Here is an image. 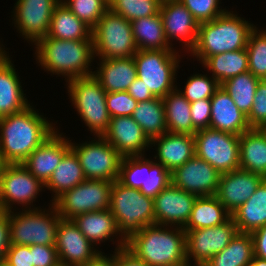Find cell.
<instances>
[{
	"instance_id": "6da1fadb",
	"label": "cell",
	"mask_w": 266,
	"mask_h": 266,
	"mask_svg": "<svg viewBox=\"0 0 266 266\" xmlns=\"http://www.w3.org/2000/svg\"><path fill=\"white\" fill-rule=\"evenodd\" d=\"M33 106L0 118V163L22 164L57 129Z\"/></svg>"
},
{
	"instance_id": "7a4b0ae2",
	"label": "cell",
	"mask_w": 266,
	"mask_h": 266,
	"mask_svg": "<svg viewBox=\"0 0 266 266\" xmlns=\"http://www.w3.org/2000/svg\"><path fill=\"white\" fill-rule=\"evenodd\" d=\"M126 248L149 266L187 262L186 233L181 227L148 225L126 241Z\"/></svg>"
},
{
	"instance_id": "3957f363",
	"label": "cell",
	"mask_w": 266,
	"mask_h": 266,
	"mask_svg": "<svg viewBox=\"0 0 266 266\" xmlns=\"http://www.w3.org/2000/svg\"><path fill=\"white\" fill-rule=\"evenodd\" d=\"M36 61L52 74L67 81L93 75L89 67L94 60L92 36L88 40H59L45 36L36 44Z\"/></svg>"
},
{
	"instance_id": "277c9868",
	"label": "cell",
	"mask_w": 266,
	"mask_h": 266,
	"mask_svg": "<svg viewBox=\"0 0 266 266\" xmlns=\"http://www.w3.org/2000/svg\"><path fill=\"white\" fill-rule=\"evenodd\" d=\"M254 28V24L227 10L214 20L199 24L197 42L191 54L203 63L210 56L245 49Z\"/></svg>"
},
{
	"instance_id": "5b68a950",
	"label": "cell",
	"mask_w": 266,
	"mask_h": 266,
	"mask_svg": "<svg viewBox=\"0 0 266 266\" xmlns=\"http://www.w3.org/2000/svg\"><path fill=\"white\" fill-rule=\"evenodd\" d=\"M109 209L121 234L115 250L126 247V241L133 234L155 224L154 198L138 189L126 187L118 180L111 186Z\"/></svg>"
},
{
	"instance_id": "8992f818",
	"label": "cell",
	"mask_w": 266,
	"mask_h": 266,
	"mask_svg": "<svg viewBox=\"0 0 266 266\" xmlns=\"http://www.w3.org/2000/svg\"><path fill=\"white\" fill-rule=\"evenodd\" d=\"M50 209H22L9 212L11 245H56L61 216L51 202ZM47 210V211H46ZM46 212V213H45Z\"/></svg>"
},
{
	"instance_id": "52a82bcc",
	"label": "cell",
	"mask_w": 266,
	"mask_h": 266,
	"mask_svg": "<svg viewBox=\"0 0 266 266\" xmlns=\"http://www.w3.org/2000/svg\"><path fill=\"white\" fill-rule=\"evenodd\" d=\"M68 95L79 116L94 136H102L108 129L111 117L106 106V91L93 76L71 79Z\"/></svg>"
},
{
	"instance_id": "ba28073f",
	"label": "cell",
	"mask_w": 266,
	"mask_h": 266,
	"mask_svg": "<svg viewBox=\"0 0 266 266\" xmlns=\"http://www.w3.org/2000/svg\"><path fill=\"white\" fill-rule=\"evenodd\" d=\"M175 49L138 50L134 55L137 77L150 92L164 98L175 90L180 55Z\"/></svg>"
},
{
	"instance_id": "9c48e42d",
	"label": "cell",
	"mask_w": 266,
	"mask_h": 266,
	"mask_svg": "<svg viewBox=\"0 0 266 266\" xmlns=\"http://www.w3.org/2000/svg\"><path fill=\"white\" fill-rule=\"evenodd\" d=\"M94 57L128 58L137 51L131 22L109 9L92 28Z\"/></svg>"
},
{
	"instance_id": "30bf717a",
	"label": "cell",
	"mask_w": 266,
	"mask_h": 266,
	"mask_svg": "<svg viewBox=\"0 0 266 266\" xmlns=\"http://www.w3.org/2000/svg\"><path fill=\"white\" fill-rule=\"evenodd\" d=\"M240 136L214 130H198L194 134L195 155L207 161L221 174L239 169Z\"/></svg>"
},
{
	"instance_id": "8fae6325",
	"label": "cell",
	"mask_w": 266,
	"mask_h": 266,
	"mask_svg": "<svg viewBox=\"0 0 266 266\" xmlns=\"http://www.w3.org/2000/svg\"><path fill=\"white\" fill-rule=\"evenodd\" d=\"M113 182L86 179L59 196L53 204L62 219H73L78 214L102 211L110 207Z\"/></svg>"
},
{
	"instance_id": "7c38bea8",
	"label": "cell",
	"mask_w": 266,
	"mask_h": 266,
	"mask_svg": "<svg viewBox=\"0 0 266 266\" xmlns=\"http://www.w3.org/2000/svg\"><path fill=\"white\" fill-rule=\"evenodd\" d=\"M43 187L45 184L34 177L23 164H1L0 206L2 211H12L15 203L20 204V206L22 204V207H26L23 209L26 210L38 209L32 204L40 195L39 192L42 191Z\"/></svg>"
},
{
	"instance_id": "4fadbf2b",
	"label": "cell",
	"mask_w": 266,
	"mask_h": 266,
	"mask_svg": "<svg viewBox=\"0 0 266 266\" xmlns=\"http://www.w3.org/2000/svg\"><path fill=\"white\" fill-rule=\"evenodd\" d=\"M71 149L77 155L86 179L118 180L123 156L102 136L81 144L71 142Z\"/></svg>"
},
{
	"instance_id": "5bb4252c",
	"label": "cell",
	"mask_w": 266,
	"mask_h": 266,
	"mask_svg": "<svg viewBox=\"0 0 266 266\" xmlns=\"http://www.w3.org/2000/svg\"><path fill=\"white\" fill-rule=\"evenodd\" d=\"M238 232L233 218L211 228L194 229L186 233V260L194 266H204L221 252Z\"/></svg>"
},
{
	"instance_id": "9a60e30c",
	"label": "cell",
	"mask_w": 266,
	"mask_h": 266,
	"mask_svg": "<svg viewBox=\"0 0 266 266\" xmlns=\"http://www.w3.org/2000/svg\"><path fill=\"white\" fill-rule=\"evenodd\" d=\"M60 2L61 0H17L12 23L24 39L35 45L48 35L52 14Z\"/></svg>"
},
{
	"instance_id": "2e32d148",
	"label": "cell",
	"mask_w": 266,
	"mask_h": 266,
	"mask_svg": "<svg viewBox=\"0 0 266 266\" xmlns=\"http://www.w3.org/2000/svg\"><path fill=\"white\" fill-rule=\"evenodd\" d=\"M221 173L207 161L194 155L171 172V183L198 197L214 196L218 190Z\"/></svg>"
},
{
	"instance_id": "e0dca14e",
	"label": "cell",
	"mask_w": 266,
	"mask_h": 266,
	"mask_svg": "<svg viewBox=\"0 0 266 266\" xmlns=\"http://www.w3.org/2000/svg\"><path fill=\"white\" fill-rule=\"evenodd\" d=\"M55 246L60 265L64 266L85 265L101 252L95 249L72 219H60Z\"/></svg>"
},
{
	"instance_id": "ac0fdd59",
	"label": "cell",
	"mask_w": 266,
	"mask_h": 266,
	"mask_svg": "<svg viewBox=\"0 0 266 266\" xmlns=\"http://www.w3.org/2000/svg\"><path fill=\"white\" fill-rule=\"evenodd\" d=\"M197 197L170 183L154 197L155 224L184 228Z\"/></svg>"
},
{
	"instance_id": "d6986e66",
	"label": "cell",
	"mask_w": 266,
	"mask_h": 266,
	"mask_svg": "<svg viewBox=\"0 0 266 266\" xmlns=\"http://www.w3.org/2000/svg\"><path fill=\"white\" fill-rule=\"evenodd\" d=\"M159 14L170 47L173 48L171 41L176 39L191 52L197 42L199 23L188 9L179 0H162Z\"/></svg>"
},
{
	"instance_id": "ffe728a7",
	"label": "cell",
	"mask_w": 266,
	"mask_h": 266,
	"mask_svg": "<svg viewBox=\"0 0 266 266\" xmlns=\"http://www.w3.org/2000/svg\"><path fill=\"white\" fill-rule=\"evenodd\" d=\"M102 137L123 157L142 156L151 146V141L131 116L111 118Z\"/></svg>"
},
{
	"instance_id": "44dd1931",
	"label": "cell",
	"mask_w": 266,
	"mask_h": 266,
	"mask_svg": "<svg viewBox=\"0 0 266 266\" xmlns=\"http://www.w3.org/2000/svg\"><path fill=\"white\" fill-rule=\"evenodd\" d=\"M263 180L262 176L240 168L222 173L215 196L232 215L253 195Z\"/></svg>"
},
{
	"instance_id": "7402d4cb",
	"label": "cell",
	"mask_w": 266,
	"mask_h": 266,
	"mask_svg": "<svg viewBox=\"0 0 266 266\" xmlns=\"http://www.w3.org/2000/svg\"><path fill=\"white\" fill-rule=\"evenodd\" d=\"M59 130L55 131L22 163L25 168L44 184L49 180L63 156L71 149V140Z\"/></svg>"
},
{
	"instance_id": "603a6c76",
	"label": "cell",
	"mask_w": 266,
	"mask_h": 266,
	"mask_svg": "<svg viewBox=\"0 0 266 266\" xmlns=\"http://www.w3.org/2000/svg\"><path fill=\"white\" fill-rule=\"evenodd\" d=\"M150 145L157 146L154 161L170 173L195 155L194 135L167 132L152 139Z\"/></svg>"
},
{
	"instance_id": "cb8c5ba5",
	"label": "cell",
	"mask_w": 266,
	"mask_h": 266,
	"mask_svg": "<svg viewBox=\"0 0 266 266\" xmlns=\"http://www.w3.org/2000/svg\"><path fill=\"white\" fill-rule=\"evenodd\" d=\"M210 128L240 136L251 129L247 116L220 86L212 96Z\"/></svg>"
},
{
	"instance_id": "d4e9b609",
	"label": "cell",
	"mask_w": 266,
	"mask_h": 266,
	"mask_svg": "<svg viewBox=\"0 0 266 266\" xmlns=\"http://www.w3.org/2000/svg\"><path fill=\"white\" fill-rule=\"evenodd\" d=\"M7 53L0 56V118L21 112L30 106Z\"/></svg>"
},
{
	"instance_id": "484cf974",
	"label": "cell",
	"mask_w": 266,
	"mask_h": 266,
	"mask_svg": "<svg viewBox=\"0 0 266 266\" xmlns=\"http://www.w3.org/2000/svg\"><path fill=\"white\" fill-rule=\"evenodd\" d=\"M99 67L93 76L106 92L127 91L137 78L134 57L99 59Z\"/></svg>"
},
{
	"instance_id": "4316f807",
	"label": "cell",
	"mask_w": 266,
	"mask_h": 266,
	"mask_svg": "<svg viewBox=\"0 0 266 266\" xmlns=\"http://www.w3.org/2000/svg\"><path fill=\"white\" fill-rule=\"evenodd\" d=\"M239 168L266 179V135L260 128H251L240 135Z\"/></svg>"
},
{
	"instance_id": "83f0119b",
	"label": "cell",
	"mask_w": 266,
	"mask_h": 266,
	"mask_svg": "<svg viewBox=\"0 0 266 266\" xmlns=\"http://www.w3.org/2000/svg\"><path fill=\"white\" fill-rule=\"evenodd\" d=\"M72 221L83 235L94 245L121 234L110 209L76 215Z\"/></svg>"
},
{
	"instance_id": "f1b7e54d",
	"label": "cell",
	"mask_w": 266,
	"mask_h": 266,
	"mask_svg": "<svg viewBox=\"0 0 266 266\" xmlns=\"http://www.w3.org/2000/svg\"><path fill=\"white\" fill-rule=\"evenodd\" d=\"M238 232L252 233L266 225V179L253 195L232 214Z\"/></svg>"
},
{
	"instance_id": "f546056e",
	"label": "cell",
	"mask_w": 266,
	"mask_h": 266,
	"mask_svg": "<svg viewBox=\"0 0 266 266\" xmlns=\"http://www.w3.org/2000/svg\"><path fill=\"white\" fill-rule=\"evenodd\" d=\"M86 180L80 161L70 149L62 158L57 168L45 183V188L52 191V203L67 190L74 188Z\"/></svg>"
},
{
	"instance_id": "4dcf8cb0",
	"label": "cell",
	"mask_w": 266,
	"mask_h": 266,
	"mask_svg": "<svg viewBox=\"0 0 266 266\" xmlns=\"http://www.w3.org/2000/svg\"><path fill=\"white\" fill-rule=\"evenodd\" d=\"M232 215L214 196L197 197L184 231L211 228L228 221Z\"/></svg>"
},
{
	"instance_id": "1f68e13d",
	"label": "cell",
	"mask_w": 266,
	"mask_h": 266,
	"mask_svg": "<svg viewBox=\"0 0 266 266\" xmlns=\"http://www.w3.org/2000/svg\"><path fill=\"white\" fill-rule=\"evenodd\" d=\"M92 29L76 17L62 2L54 9L48 37L59 40H88Z\"/></svg>"
},
{
	"instance_id": "d6a6232c",
	"label": "cell",
	"mask_w": 266,
	"mask_h": 266,
	"mask_svg": "<svg viewBox=\"0 0 266 266\" xmlns=\"http://www.w3.org/2000/svg\"><path fill=\"white\" fill-rule=\"evenodd\" d=\"M165 107L167 132L194 135L190 102L179 92L178 88L162 98Z\"/></svg>"
},
{
	"instance_id": "836d02e7",
	"label": "cell",
	"mask_w": 266,
	"mask_h": 266,
	"mask_svg": "<svg viewBox=\"0 0 266 266\" xmlns=\"http://www.w3.org/2000/svg\"><path fill=\"white\" fill-rule=\"evenodd\" d=\"M212 77L222 84L227 79L249 71L248 54L245 49L223 52L208 57L203 63Z\"/></svg>"
},
{
	"instance_id": "e575fe53",
	"label": "cell",
	"mask_w": 266,
	"mask_h": 266,
	"mask_svg": "<svg viewBox=\"0 0 266 266\" xmlns=\"http://www.w3.org/2000/svg\"><path fill=\"white\" fill-rule=\"evenodd\" d=\"M138 50L173 49L166 40L160 14L131 21Z\"/></svg>"
},
{
	"instance_id": "d590c367",
	"label": "cell",
	"mask_w": 266,
	"mask_h": 266,
	"mask_svg": "<svg viewBox=\"0 0 266 266\" xmlns=\"http://www.w3.org/2000/svg\"><path fill=\"white\" fill-rule=\"evenodd\" d=\"M253 257L254 243L251 233L237 232L228 246L204 266H249Z\"/></svg>"
},
{
	"instance_id": "8d00e7d4",
	"label": "cell",
	"mask_w": 266,
	"mask_h": 266,
	"mask_svg": "<svg viewBox=\"0 0 266 266\" xmlns=\"http://www.w3.org/2000/svg\"><path fill=\"white\" fill-rule=\"evenodd\" d=\"M151 141L167 133L165 107L162 98L155 97L137 103L131 116Z\"/></svg>"
},
{
	"instance_id": "74e56055",
	"label": "cell",
	"mask_w": 266,
	"mask_h": 266,
	"mask_svg": "<svg viewBox=\"0 0 266 266\" xmlns=\"http://www.w3.org/2000/svg\"><path fill=\"white\" fill-rule=\"evenodd\" d=\"M260 81L250 71H247L227 79L220 86L230 95L238 109L247 116L254 103V96Z\"/></svg>"
},
{
	"instance_id": "f35d334b",
	"label": "cell",
	"mask_w": 266,
	"mask_h": 266,
	"mask_svg": "<svg viewBox=\"0 0 266 266\" xmlns=\"http://www.w3.org/2000/svg\"><path fill=\"white\" fill-rule=\"evenodd\" d=\"M154 161L142 156L123 157L118 181L126 187L140 190L146 195L147 172Z\"/></svg>"
},
{
	"instance_id": "ab89813d",
	"label": "cell",
	"mask_w": 266,
	"mask_h": 266,
	"mask_svg": "<svg viewBox=\"0 0 266 266\" xmlns=\"http://www.w3.org/2000/svg\"><path fill=\"white\" fill-rule=\"evenodd\" d=\"M249 71L263 81L266 79V31L255 28L250 32L246 46Z\"/></svg>"
},
{
	"instance_id": "60d3db41",
	"label": "cell",
	"mask_w": 266,
	"mask_h": 266,
	"mask_svg": "<svg viewBox=\"0 0 266 266\" xmlns=\"http://www.w3.org/2000/svg\"><path fill=\"white\" fill-rule=\"evenodd\" d=\"M110 9L127 20L159 14L162 0H109Z\"/></svg>"
},
{
	"instance_id": "b9f144b4",
	"label": "cell",
	"mask_w": 266,
	"mask_h": 266,
	"mask_svg": "<svg viewBox=\"0 0 266 266\" xmlns=\"http://www.w3.org/2000/svg\"><path fill=\"white\" fill-rule=\"evenodd\" d=\"M61 2L91 29L110 9L109 0H61Z\"/></svg>"
},
{
	"instance_id": "7bdbcfd3",
	"label": "cell",
	"mask_w": 266,
	"mask_h": 266,
	"mask_svg": "<svg viewBox=\"0 0 266 266\" xmlns=\"http://www.w3.org/2000/svg\"><path fill=\"white\" fill-rule=\"evenodd\" d=\"M219 87L220 84L212 76L193 74L187 79L185 90H178L191 103L202 99H211Z\"/></svg>"
},
{
	"instance_id": "ee69618b",
	"label": "cell",
	"mask_w": 266,
	"mask_h": 266,
	"mask_svg": "<svg viewBox=\"0 0 266 266\" xmlns=\"http://www.w3.org/2000/svg\"><path fill=\"white\" fill-rule=\"evenodd\" d=\"M198 21L209 22L223 15L227 10L220 9L219 0H179Z\"/></svg>"
},
{
	"instance_id": "f6af8a7d",
	"label": "cell",
	"mask_w": 266,
	"mask_h": 266,
	"mask_svg": "<svg viewBox=\"0 0 266 266\" xmlns=\"http://www.w3.org/2000/svg\"><path fill=\"white\" fill-rule=\"evenodd\" d=\"M137 101L127 92H106V106L111 118L132 116Z\"/></svg>"
},
{
	"instance_id": "bcb514c9",
	"label": "cell",
	"mask_w": 266,
	"mask_h": 266,
	"mask_svg": "<svg viewBox=\"0 0 266 266\" xmlns=\"http://www.w3.org/2000/svg\"><path fill=\"white\" fill-rule=\"evenodd\" d=\"M171 183V173L160 163L155 162L147 172L146 196L154 198Z\"/></svg>"
},
{
	"instance_id": "7dc6e473",
	"label": "cell",
	"mask_w": 266,
	"mask_h": 266,
	"mask_svg": "<svg viewBox=\"0 0 266 266\" xmlns=\"http://www.w3.org/2000/svg\"><path fill=\"white\" fill-rule=\"evenodd\" d=\"M250 128H261L266 124V82L258 83L254 103L250 113L247 115Z\"/></svg>"
},
{
	"instance_id": "c3c4849f",
	"label": "cell",
	"mask_w": 266,
	"mask_h": 266,
	"mask_svg": "<svg viewBox=\"0 0 266 266\" xmlns=\"http://www.w3.org/2000/svg\"><path fill=\"white\" fill-rule=\"evenodd\" d=\"M193 127L198 131L210 128L211 100L202 99L190 103Z\"/></svg>"
},
{
	"instance_id": "681fc988",
	"label": "cell",
	"mask_w": 266,
	"mask_h": 266,
	"mask_svg": "<svg viewBox=\"0 0 266 266\" xmlns=\"http://www.w3.org/2000/svg\"><path fill=\"white\" fill-rule=\"evenodd\" d=\"M33 266H59L56 246L30 245Z\"/></svg>"
},
{
	"instance_id": "f907efd6",
	"label": "cell",
	"mask_w": 266,
	"mask_h": 266,
	"mask_svg": "<svg viewBox=\"0 0 266 266\" xmlns=\"http://www.w3.org/2000/svg\"><path fill=\"white\" fill-rule=\"evenodd\" d=\"M4 263L7 266H33L30 246L10 245L6 252Z\"/></svg>"
},
{
	"instance_id": "816d5d0a",
	"label": "cell",
	"mask_w": 266,
	"mask_h": 266,
	"mask_svg": "<svg viewBox=\"0 0 266 266\" xmlns=\"http://www.w3.org/2000/svg\"><path fill=\"white\" fill-rule=\"evenodd\" d=\"M9 212L0 214V263L5 261V256L10 247Z\"/></svg>"
},
{
	"instance_id": "f5cc1de1",
	"label": "cell",
	"mask_w": 266,
	"mask_h": 266,
	"mask_svg": "<svg viewBox=\"0 0 266 266\" xmlns=\"http://www.w3.org/2000/svg\"><path fill=\"white\" fill-rule=\"evenodd\" d=\"M144 82L140 80L138 77L134 80V82L129 86L127 92L139 103L142 101H147L155 96L150 92L149 89L143 84Z\"/></svg>"
},
{
	"instance_id": "db71d44e",
	"label": "cell",
	"mask_w": 266,
	"mask_h": 266,
	"mask_svg": "<svg viewBox=\"0 0 266 266\" xmlns=\"http://www.w3.org/2000/svg\"><path fill=\"white\" fill-rule=\"evenodd\" d=\"M116 266H149L126 247L116 250Z\"/></svg>"
},
{
	"instance_id": "11a10c76",
	"label": "cell",
	"mask_w": 266,
	"mask_h": 266,
	"mask_svg": "<svg viewBox=\"0 0 266 266\" xmlns=\"http://www.w3.org/2000/svg\"><path fill=\"white\" fill-rule=\"evenodd\" d=\"M254 243V256L266 259V225L251 233Z\"/></svg>"
},
{
	"instance_id": "9f6ffc18",
	"label": "cell",
	"mask_w": 266,
	"mask_h": 266,
	"mask_svg": "<svg viewBox=\"0 0 266 266\" xmlns=\"http://www.w3.org/2000/svg\"><path fill=\"white\" fill-rule=\"evenodd\" d=\"M110 256L104 255L101 251L94 259L82 266H116V250Z\"/></svg>"
},
{
	"instance_id": "6f0895ef",
	"label": "cell",
	"mask_w": 266,
	"mask_h": 266,
	"mask_svg": "<svg viewBox=\"0 0 266 266\" xmlns=\"http://www.w3.org/2000/svg\"><path fill=\"white\" fill-rule=\"evenodd\" d=\"M249 266H266V259L254 256Z\"/></svg>"
},
{
	"instance_id": "680465c9",
	"label": "cell",
	"mask_w": 266,
	"mask_h": 266,
	"mask_svg": "<svg viewBox=\"0 0 266 266\" xmlns=\"http://www.w3.org/2000/svg\"><path fill=\"white\" fill-rule=\"evenodd\" d=\"M171 266H192L191 263H189L188 261L186 263H182V264H177V265H171ZM194 266V265H193Z\"/></svg>"
},
{
	"instance_id": "91938a15",
	"label": "cell",
	"mask_w": 266,
	"mask_h": 266,
	"mask_svg": "<svg viewBox=\"0 0 266 266\" xmlns=\"http://www.w3.org/2000/svg\"><path fill=\"white\" fill-rule=\"evenodd\" d=\"M2 46H4V45L3 44L2 45L0 44V56H2L4 53H6V51L4 50L5 48L2 47Z\"/></svg>"
},
{
	"instance_id": "94428289",
	"label": "cell",
	"mask_w": 266,
	"mask_h": 266,
	"mask_svg": "<svg viewBox=\"0 0 266 266\" xmlns=\"http://www.w3.org/2000/svg\"><path fill=\"white\" fill-rule=\"evenodd\" d=\"M260 129L266 135V124H264Z\"/></svg>"
},
{
	"instance_id": "6125c7cd",
	"label": "cell",
	"mask_w": 266,
	"mask_h": 266,
	"mask_svg": "<svg viewBox=\"0 0 266 266\" xmlns=\"http://www.w3.org/2000/svg\"><path fill=\"white\" fill-rule=\"evenodd\" d=\"M0 266H7L4 262L0 263Z\"/></svg>"
}]
</instances>
